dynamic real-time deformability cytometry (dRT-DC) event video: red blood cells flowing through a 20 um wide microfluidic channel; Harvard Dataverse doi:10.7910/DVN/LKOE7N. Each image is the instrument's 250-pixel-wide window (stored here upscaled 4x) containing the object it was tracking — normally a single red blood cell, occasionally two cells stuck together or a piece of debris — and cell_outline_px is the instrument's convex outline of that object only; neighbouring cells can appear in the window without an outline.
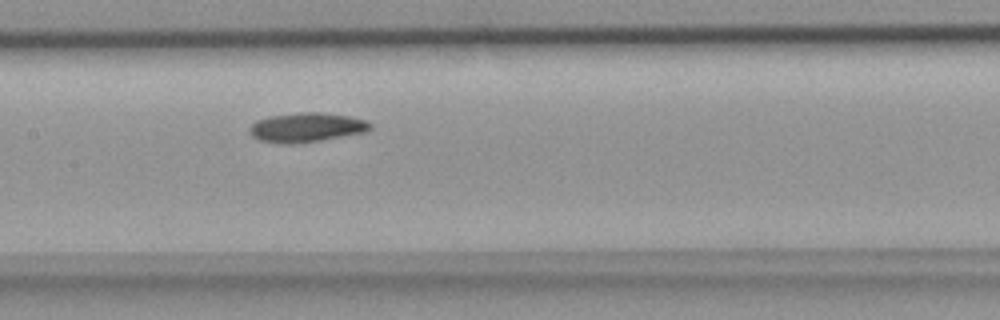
{"species": "common noctule bat (a hibernating species)", "species_latin": "Nyctalus noctula", "temperature_condition": "room temperature", "stored_images_in_passage": 7, "camera_frame_rate_fps": 3000, "um_per_image_px": 0.085, "animal": {"sex": "female", "body_mass_g": 18.4}, "frame": {"image": 1, "passage_image": 7, "time_ms": 2.0, "image_size_px": [1000, 320], "cell_outline_px": [[372, 128], [364, 132], [320, 140], [292, 144], [280, 144], [260, 140], [252, 136], [248, 132], [248, 128], [256, 120], [268, 116], [300, 112], [320, 112], [348, 116], [364, 120], [372, 124]], "centroid_in_image_um": [25.99, 10.83], "position_along_channel_um": 181.4, "area_um2": 20.63}}